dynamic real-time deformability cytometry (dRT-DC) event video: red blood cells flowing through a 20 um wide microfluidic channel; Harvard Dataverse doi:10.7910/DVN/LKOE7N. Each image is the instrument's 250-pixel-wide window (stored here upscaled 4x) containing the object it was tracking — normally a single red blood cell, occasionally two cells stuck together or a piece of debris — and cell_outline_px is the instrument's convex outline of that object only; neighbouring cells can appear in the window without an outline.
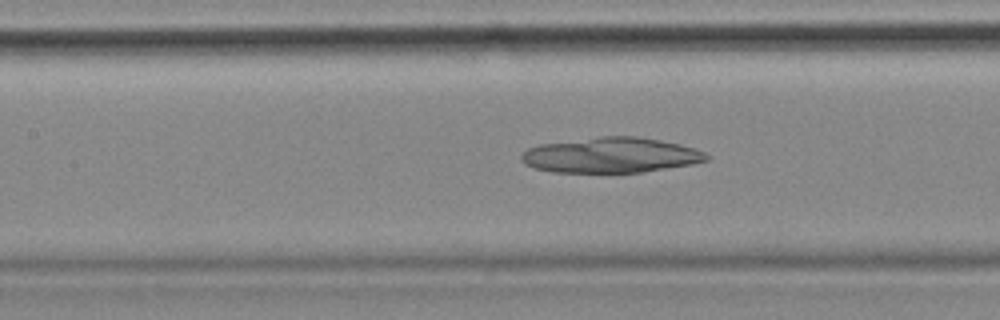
{"species": "common noctule bat (a hibernating species)", "species_latin": "Nyctalus noctula", "temperature_condition": "cold", "stored_images_in_passage": 55, "camera_frame_rate_fps": 3000, "um_per_image_px": 0.085, "animal": {"sex": "female", "body_mass_g": 18.4}, "frame": {"image": 1, "passage_image": 24, "time_ms": 7.667, "image_size_px": [1000, 320], "cell_outline_px": [[708, 160], [692, 164], [640, 172], [552, 172], [536, 168], [524, 164], [520, 160], [520, 156], [528, 148], [540, 144], [600, 136], [636, 136], [660, 140], [680, 144], [704, 152], [708, 156]], "centroid_in_image_um": [51.89, 13.18], "position_along_channel_um": 155.5, "area_um2": 37.86}}